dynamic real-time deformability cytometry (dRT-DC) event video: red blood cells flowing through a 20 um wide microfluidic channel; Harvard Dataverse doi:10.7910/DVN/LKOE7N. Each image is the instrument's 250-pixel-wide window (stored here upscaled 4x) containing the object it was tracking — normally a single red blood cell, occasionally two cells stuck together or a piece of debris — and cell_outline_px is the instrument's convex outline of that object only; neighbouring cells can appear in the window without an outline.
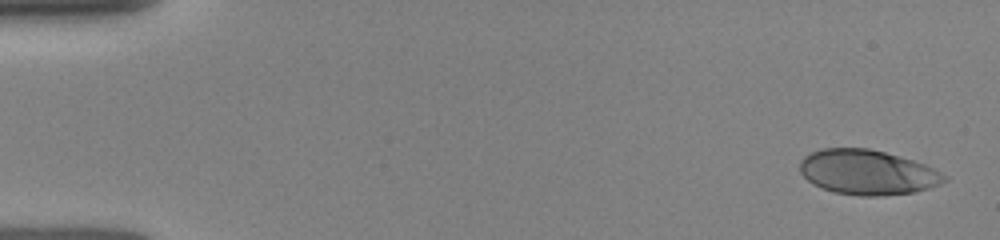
{"species": "human", "species_latin": "Homo sapiens", "temperature_condition": "room temperature", "stored_images_in_passage": 35, "camera_frame_rate_fps": 3000, "um_per_image_px": 0.085, "donor": {"sex": "female"}, "frame": {"image": 1, "passage_image": 1, "time_ms": 0.0, "image_size_px": [1000, 240], "cell_outline_px": [[948, 180], [940, 184], [928, 188], [912, 192], [884, 196], [860, 196], [832, 192], [812, 184], [800, 172], [800, 160], [804, 156], [812, 152], [824, 148], [868, 148], [884, 152], [912, 160], [924, 164], [948, 176]], "centroid_in_image_um": [73.72, 14.65], "position_along_channel_um": 11.3, "area_um2": 37.74}}
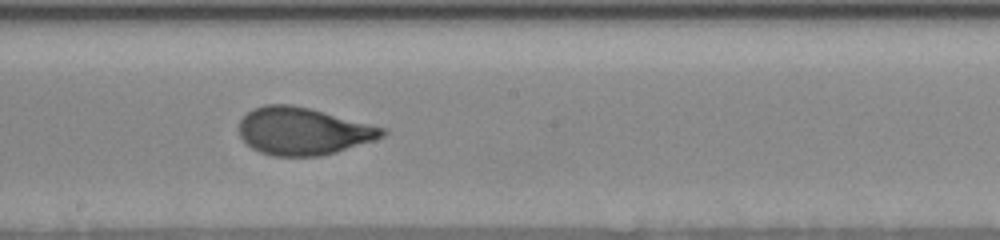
{"frame": {"image": 2, "passage_image": 19, "time_ms": 8.333, "image_size_px": [1000, 240], "cell_outline_px": [[388, 132], [384, 136], [376, 140], [336, 152], [320, 156], [272, 156], [260, 152], [252, 148], [240, 136], [240, 120], [252, 108], [264, 104], [292, 104], [388, 128]], "centroid_in_image_um": [25.79, 11.15], "position_along_channel_um": 222.4, "area_um2": 39.71}}
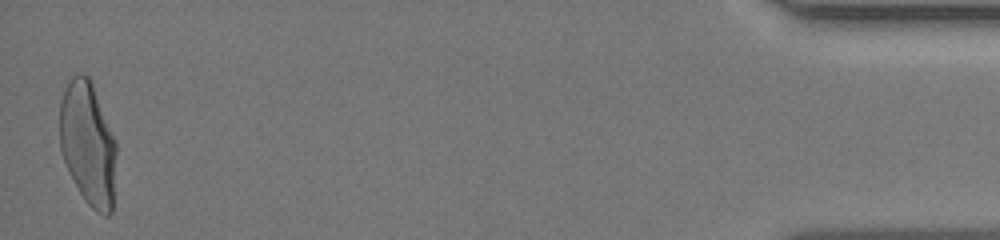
{"frame": {"image": 3, "passage_image": 35, "time_ms": 15.333, "image_size_px": [1000, 240], "cell_outline_px": [[116, 152], [112, 212], [108, 216], [104, 216], [96, 212], [84, 200], [64, 160], [60, 148], [60, 100], [68, 80], [76, 72], [80, 72], [88, 76], [92, 84], [116, 140]], "centroid_in_image_um": [7.48, 12.19], "position_along_channel_um": 427.7, "area_um2": 40.69}}